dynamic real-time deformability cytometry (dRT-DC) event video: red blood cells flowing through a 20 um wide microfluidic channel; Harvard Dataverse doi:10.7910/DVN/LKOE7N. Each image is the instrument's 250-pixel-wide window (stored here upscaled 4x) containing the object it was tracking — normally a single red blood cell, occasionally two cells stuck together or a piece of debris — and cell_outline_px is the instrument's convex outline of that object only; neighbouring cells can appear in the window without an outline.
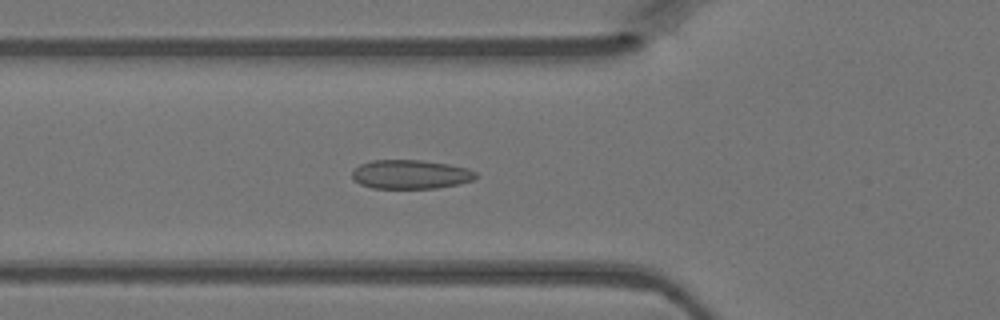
{"species": "Egyptian fruit bat (a non-hibernating species)", "species_latin": "Rousettus aegyptiacus", "temperature_condition": "warm", "stored_images_in_passage": 33, "camera_frame_rate_fps": 3000, "um_per_image_px": 0.085, "animal": {"sex": "female"}, "frame": {"image": 1, "passage_image": 5, "time_ms": 1.333, "image_size_px": [1000, 320], "cell_outline_px": [[476, 176], [472, 180], [460, 184], [436, 188], [372, 188], [360, 184], [352, 180], [352, 172], [360, 164], [372, 160], [420, 160], [448, 164], [468, 168], [476, 172]], "centroid_in_image_um": [34.88, 14.82], "position_along_channel_um": 90.9, "area_um2": 20.92}}
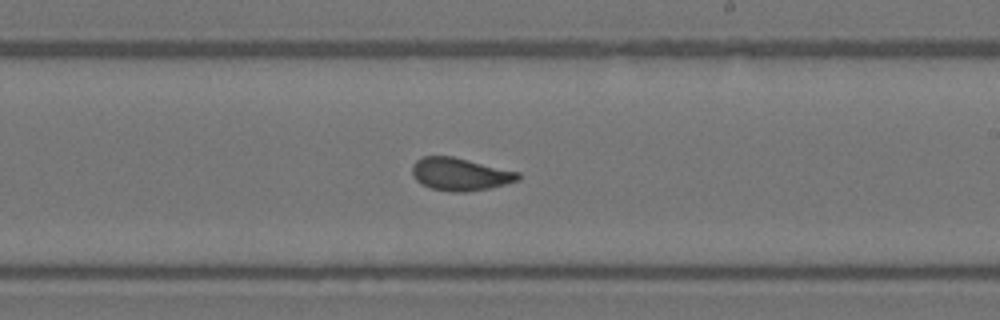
{"frame": {"image": 2, "passage_image": 16, "time_ms": 5.0, "image_size_px": [1000, 320], "cell_outline_px": [[520, 180], [488, 188], [468, 192], [452, 192], [432, 188], [420, 184], [416, 180], [412, 172], [412, 164], [416, 160], [424, 156], [452, 156], [520, 172]], "centroid_in_image_um": [39.1, 14.8], "position_along_channel_um": 249.9, "area_um2": 20.17}}
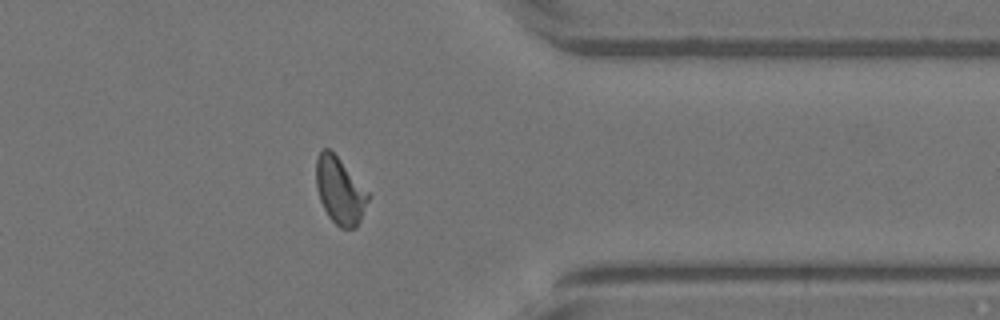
{"frame": {"image": 3, "passage_image": 26, "time_ms": 8.333, "image_size_px": [1000, 320], "cell_outline_px": [[372, 196], [356, 228], [340, 228], [328, 216], [320, 200], [316, 188], [316, 160], [320, 152], [324, 148], [328, 148], [336, 156]], "centroid_in_image_um": [28.9, 16.24], "position_along_channel_um": 382.5, "area_um2": 20.06}}